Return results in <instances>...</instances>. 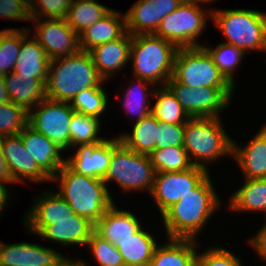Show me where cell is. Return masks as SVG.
Returning <instances> with one entry per match:
<instances>
[{"instance_id":"obj_36","label":"cell","mask_w":266,"mask_h":266,"mask_svg":"<svg viewBox=\"0 0 266 266\" xmlns=\"http://www.w3.org/2000/svg\"><path fill=\"white\" fill-rule=\"evenodd\" d=\"M203 47L213 57V60L220 72L225 78L235 86L234 84V71L235 67L239 65L244 56V52L232 45L220 43L214 49L204 46Z\"/></svg>"},{"instance_id":"obj_40","label":"cell","mask_w":266,"mask_h":266,"mask_svg":"<svg viewBox=\"0 0 266 266\" xmlns=\"http://www.w3.org/2000/svg\"><path fill=\"white\" fill-rule=\"evenodd\" d=\"M91 253L99 266H125L124 260L116 246L100 236L95 230L87 242Z\"/></svg>"},{"instance_id":"obj_25","label":"cell","mask_w":266,"mask_h":266,"mask_svg":"<svg viewBox=\"0 0 266 266\" xmlns=\"http://www.w3.org/2000/svg\"><path fill=\"white\" fill-rule=\"evenodd\" d=\"M126 32L125 14L112 9L79 35L80 50L89 52L96 46L121 38Z\"/></svg>"},{"instance_id":"obj_27","label":"cell","mask_w":266,"mask_h":266,"mask_svg":"<svg viewBox=\"0 0 266 266\" xmlns=\"http://www.w3.org/2000/svg\"><path fill=\"white\" fill-rule=\"evenodd\" d=\"M10 101L28 112L46 98L45 85L37 78L10 72L4 75Z\"/></svg>"},{"instance_id":"obj_13","label":"cell","mask_w":266,"mask_h":266,"mask_svg":"<svg viewBox=\"0 0 266 266\" xmlns=\"http://www.w3.org/2000/svg\"><path fill=\"white\" fill-rule=\"evenodd\" d=\"M36 23L34 38L52 60L73 55L80 50L79 35L68 25L66 19H31Z\"/></svg>"},{"instance_id":"obj_49","label":"cell","mask_w":266,"mask_h":266,"mask_svg":"<svg viewBox=\"0 0 266 266\" xmlns=\"http://www.w3.org/2000/svg\"><path fill=\"white\" fill-rule=\"evenodd\" d=\"M58 266H87L86 263H84L81 260H73V259H69L66 258L60 265Z\"/></svg>"},{"instance_id":"obj_20","label":"cell","mask_w":266,"mask_h":266,"mask_svg":"<svg viewBox=\"0 0 266 266\" xmlns=\"http://www.w3.org/2000/svg\"><path fill=\"white\" fill-rule=\"evenodd\" d=\"M95 225L87 218L75 214L69 219L51 220L36 235L63 245H87Z\"/></svg>"},{"instance_id":"obj_43","label":"cell","mask_w":266,"mask_h":266,"mask_svg":"<svg viewBox=\"0 0 266 266\" xmlns=\"http://www.w3.org/2000/svg\"><path fill=\"white\" fill-rule=\"evenodd\" d=\"M185 124L159 123L156 149H164L168 146H183Z\"/></svg>"},{"instance_id":"obj_24","label":"cell","mask_w":266,"mask_h":266,"mask_svg":"<svg viewBox=\"0 0 266 266\" xmlns=\"http://www.w3.org/2000/svg\"><path fill=\"white\" fill-rule=\"evenodd\" d=\"M142 228L139 219L128 210H118L113 203L95 224V231L117 246Z\"/></svg>"},{"instance_id":"obj_17","label":"cell","mask_w":266,"mask_h":266,"mask_svg":"<svg viewBox=\"0 0 266 266\" xmlns=\"http://www.w3.org/2000/svg\"><path fill=\"white\" fill-rule=\"evenodd\" d=\"M2 153L17 183L23 182L24 179L37 183L51 181L25 149L19 134L3 136Z\"/></svg>"},{"instance_id":"obj_51","label":"cell","mask_w":266,"mask_h":266,"mask_svg":"<svg viewBox=\"0 0 266 266\" xmlns=\"http://www.w3.org/2000/svg\"><path fill=\"white\" fill-rule=\"evenodd\" d=\"M28 5L29 7L35 2V0H24Z\"/></svg>"},{"instance_id":"obj_2","label":"cell","mask_w":266,"mask_h":266,"mask_svg":"<svg viewBox=\"0 0 266 266\" xmlns=\"http://www.w3.org/2000/svg\"><path fill=\"white\" fill-rule=\"evenodd\" d=\"M103 82L90 53L79 50L73 55L50 60L45 94L50 100L70 103L77 93L99 87Z\"/></svg>"},{"instance_id":"obj_44","label":"cell","mask_w":266,"mask_h":266,"mask_svg":"<svg viewBox=\"0 0 266 266\" xmlns=\"http://www.w3.org/2000/svg\"><path fill=\"white\" fill-rule=\"evenodd\" d=\"M0 17L29 21L30 7L24 0H0Z\"/></svg>"},{"instance_id":"obj_26","label":"cell","mask_w":266,"mask_h":266,"mask_svg":"<svg viewBox=\"0 0 266 266\" xmlns=\"http://www.w3.org/2000/svg\"><path fill=\"white\" fill-rule=\"evenodd\" d=\"M196 239L169 238L163 246H156L150 266H197Z\"/></svg>"},{"instance_id":"obj_16","label":"cell","mask_w":266,"mask_h":266,"mask_svg":"<svg viewBox=\"0 0 266 266\" xmlns=\"http://www.w3.org/2000/svg\"><path fill=\"white\" fill-rule=\"evenodd\" d=\"M66 257L35 243H0V266H58Z\"/></svg>"},{"instance_id":"obj_21","label":"cell","mask_w":266,"mask_h":266,"mask_svg":"<svg viewBox=\"0 0 266 266\" xmlns=\"http://www.w3.org/2000/svg\"><path fill=\"white\" fill-rule=\"evenodd\" d=\"M131 43L132 35L126 32L121 38L96 46L89 51L98 74L104 80L111 77L113 72L125 67L130 60Z\"/></svg>"},{"instance_id":"obj_34","label":"cell","mask_w":266,"mask_h":266,"mask_svg":"<svg viewBox=\"0 0 266 266\" xmlns=\"http://www.w3.org/2000/svg\"><path fill=\"white\" fill-rule=\"evenodd\" d=\"M100 118L74 112L70 122V146L100 143L106 138L98 136Z\"/></svg>"},{"instance_id":"obj_28","label":"cell","mask_w":266,"mask_h":266,"mask_svg":"<svg viewBox=\"0 0 266 266\" xmlns=\"http://www.w3.org/2000/svg\"><path fill=\"white\" fill-rule=\"evenodd\" d=\"M159 121L152 114H148L133 125L131 134L120 135V141L132 151L149 155L156 149Z\"/></svg>"},{"instance_id":"obj_29","label":"cell","mask_w":266,"mask_h":266,"mask_svg":"<svg viewBox=\"0 0 266 266\" xmlns=\"http://www.w3.org/2000/svg\"><path fill=\"white\" fill-rule=\"evenodd\" d=\"M144 230L141 228L133 237L121 241L116 246L123 257L125 266H146L150 264L157 243L153 236Z\"/></svg>"},{"instance_id":"obj_19","label":"cell","mask_w":266,"mask_h":266,"mask_svg":"<svg viewBox=\"0 0 266 266\" xmlns=\"http://www.w3.org/2000/svg\"><path fill=\"white\" fill-rule=\"evenodd\" d=\"M35 201L24 220L30 233L37 234L45 225H50L51 220L69 219L75 215L70 205L56 192L46 191Z\"/></svg>"},{"instance_id":"obj_11","label":"cell","mask_w":266,"mask_h":266,"mask_svg":"<svg viewBox=\"0 0 266 266\" xmlns=\"http://www.w3.org/2000/svg\"><path fill=\"white\" fill-rule=\"evenodd\" d=\"M29 111L28 124L53 141L63 152L70 149V122L75 112L69 103L45 98ZM37 108V109H36Z\"/></svg>"},{"instance_id":"obj_45","label":"cell","mask_w":266,"mask_h":266,"mask_svg":"<svg viewBox=\"0 0 266 266\" xmlns=\"http://www.w3.org/2000/svg\"><path fill=\"white\" fill-rule=\"evenodd\" d=\"M249 241L263 261H266V224Z\"/></svg>"},{"instance_id":"obj_42","label":"cell","mask_w":266,"mask_h":266,"mask_svg":"<svg viewBox=\"0 0 266 266\" xmlns=\"http://www.w3.org/2000/svg\"><path fill=\"white\" fill-rule=\"evenodd\" d=\"M240 258L229 250L212 247L197 255V266H242Z\"/></svg>"},{"instance_id":"obj_33","label":"cell","mask_w":266,"mask_h":266,"mask_svg":"<svg viewBox=\"0 0 266 266\" xmlns=\"http://www.w3.org/2000/svg\"><path fill=\"white\" fill-rule=\"evenodd\" d=\"M149 157L156 173L185 171L193 166L183 146L155 149L149 154Z\"/></svg>"},{"instance_id":"obj_22","label":"cell","mask_w":266,"mask_h":266,"mask_svg":"<svg viewBox=\"0 0 266 266\" xmlns=\"http://www.w3.org/2000/svg\"><path fill=\"white\" fill-rule=\"evenodd\" d=\"M28 33L29 29H21V49L13 73L37 78L45 85L50 59L34 37L29 39Z\"/></svg>"},{"instance_id":"obj_8","label":"cell","mask_w":266,"mask_h":266,"mask_svg":"<svg viewBox=\"0 0 266 266\" xmlns=\"http://www.w3.org/2000/svg\"><path fill=\"white\" fill-rule=\"evenodd\" d=\"M172 77L190 88L234 87L203 47L178 48Z\"/></svg>"},{"instance_id":"obj_37","label":"cell","mask_w":266,"mask_h":266,"mask_svg":"<svg viewBox=\"0 0 266 266\" xmlns=\"http://www.w3.org/2000/svg\"><path fill=\"white\" fill-rule=\"evenodd\" d=\"M21 29H5L0 34V74L13 72L21 49Z\"/></svg>"},{"instance_id":"obj_35","label":"cell","mask_w":266,"mask_h":266,"mask_svg":"<svg viewBox=\"0 0 266 266\" xmlns=\"http://www.w3.org/2000/svg\"><path fill=\"white\" fill-rule=\"evenodd\" d=\"M105 91L102 85L87 88L77 93L69 104L75 112L99 118L108 105Z\"/></svg>"},{"instance_id":"obj_32","label":"cell","mask_w":266,"mask_h":266,"mask_svg":"<svg viewBox=\"0 0 266 266\" xmlns=\"http://www.w3.org/2000/svg\"><path fill=\"white\" fill-rule=\"evenodd\" d=\"M154 95L157 99L152 106L151 113L159 122L185 124L190 118L166 85L157 89Z\"/></svg>"},{"instance_id":"obj_23","label":"cell","mask_w":266,"mask_h":266,"mask_svg":"<svg viewBox=\"0 0 266 266\" xmlns=\"http://www.w3.org/2000/svg\"><path fill=\"white\" fill-rule=\"evenodd\" d=\"M232 157L245 179L266 178V127L263 126L243 148L232 142Z\"/></svg>"},{"instance_id":"obj_52","label":"cell","mask_w":266,"mask_h":266,"mask_svg":"<svg viewBox=\"0 0 266 266\" xmlns=\"http://www.w3.org/2000/svg\"><path fill=\"white\" fill-rule=\"evenodd\" d=\"M215 0H199L200 3H211Z\"/></svg>"},{"instance_id":"obj_18","label":"cell","mask_w":266,"mask_h":266,"mask_svg":"<svg viewBox=\"0 0 266 266\" xmlns=\"http://www.w3.org/2000/svg\"><path fill=\"white\" fill-rule=\"evenodd\" d=\"M25 149L35 160L38 167L52 179L59 169L65 164V159L60 156L63 152L53 141L36 131L29 124L19 134Z\"/></svg>"},{"instance_id":"obj_10","label":"cell","mask_w":266,"mask_h":266,"mask_svg":"<svg viewBox=\"0 0 266 266\" xmlns=\"http://www.w3.org/2000/svg\"><path fill=\"white\" fill-rule=\"evenodd\" d=\"M166 86L190 118L219 117L233 95L234 87L190 88L171 77Z\"/></svg>"},{"instance_id":"obj_3","label":"cell","mask_w":266,"mask_h":266,"mask_svg":"<svg viewBox=\"0 0 266 266\" xmlns=\"http://www.w3.org/2000/svg\"><path fill=\"white\" fill-rule=\"evenodd\" d=\"M51 181H59L58 194L75 214L87 218L94 225L114 203L102 179L74 172L64 164Z\"/></svg>"},{"instance_id":"obj_41","label":"cell","mask_w":266,"mask_h":266,"mask_svg":"<svg viewBox=\"0 0 266 266\" xmlns=\"http://www.w3.org/2000/svg\"><path fill=\"white\" fill-rule=\"evenodd\" d=\"M38 5L33 3L30 6L31 19H66L69 8L71 6L70 0H35ZM41 16V18H40Z\"/></svg>"},{"instance_id":"obj_7","label":"cell","mask_w":266,"mask_h":266,"mask_svg":"<svg viewBox=\"0 0 266 266\" xmlns=\"http://www.w3.org/2000/svg\"><path fill=\"white\" fill-rule=\"evenodd\" d=\"M155 174L149 155L132 151L120 142L112 150L109 168L103 181L107 185L113 180L123 191L148 190L150 193Z\"/></svg>"},{"instance_id":"obj_1","label":"cell","mask_w":266,"mask_h":266,"mask_svg":"<svg viewBox=\"0 0 266 266\" xmlns=\"http://www.w3.org/2000/svg\"><path fill=\"white\" fill-rule=\"evenodd\" d=\"M208 174L191 192L163 214V222L169 238L195 239L199 230L221 205Z\"/></svg>"},{"instance_id":"obj_50","label":"cell","mask_w":266,"mask_h":266,"mask_svg":"<svg viewBox=\"0 0 266 266\" xmlns=\"http://www.w3.org/2000/svg\"><path fill=\"white\" fill-rule=\"evenodd\" d=\"M180 4H200L199 0H178Z\"/></svg>"},{"instance_id":"obj_47","label":"cell","mask_w":266,"mask_h":266,"mask_svg":"<svg viewBox=\"0 0 266 266\" xmlns=\"http://www.w3.org/2000/svg\"><path fill=\"white\" fill-rule=\"evenodd\" d=\"M10 102V97L7 92V88L4 82V75L0 74V104H6Z\"/></svg>"},{"instance_id":"obj_6","label":"cell","mask_w":266,"mask_h":266,"mask_svg":"<svg viewBox=\"0 0 266 266\" xmlns=\"http://www.w3.org/2000/svg\"><path fill=\"white\" fill-rule=\"evenodd\" d=\"M212 20L226 37L225 44L241 49L266 52V14L248 9L212 10Z\"/></svg>"},{"instance_id":"obj_30","label":"cell","mask_w":266,"mask_h":266,"mask_svg":"<svg viewBox=\"0 0 266 266\" xmlns=\"http://www.w3.org/2000/svg\"><path fill=\"white\" fill-rule=\"evenodd\" d=\"M229 205L238 212H266V178L245 179V184L232 194Z\"/></svg>"},{"instance_id":"obj_48","label":"cell","mask_w":266,"mask_h":266,"mask_svg":"<svg viewBox=\"0 0 266 266\" xmlns=\"http://www.w3.org/2000/svg\"><path fill=\"white\" fill-rule=\"evenodd\" d=\"M5 183L0 182V212H2V210H5L4 207L6 206V201H8L9 197V190L6 187Z\"/></svg>"},{"instance_id":"obj_9","label":"cell","mask_w":266,"mask_h":266,"mask_svg":"<svg viewBox=\"0 0 266 266\" xmlns=\"http://www.w3.org/2000/svg\"><path fill=\"white\" fill-rule=\"evenodd\" d=\"M211 14V10L206 12L199 4H180L161 20L154 35L168 40L177 48L201 47L203 45L196 39L200 37L206 27V18L211 17Z\"/></svg>"},{"instance_id":"obj_15","label":"cell","mask_w":266,"mask_h":266,"mask_svg":"<svg viewBox=\"0 0 266 266\" xmlns=\"http://www.w3.org/2000/svg\"><path fill=\"white\" fill-rule=\"evenodd\" d=\"M180 5L178 0H138L125 13L131 35L154 34L161 20Z\"/></svg>"},{"instance_id":"obj_12","label":"cell","mask_w":266,"mask_h":266,"mask_svg":"<svg viewBox=\"0 0 266 266\" xmlns=\"http://www.w3.org/2000/svg\"><path fill=\"white\" fill-rule=\"evenodd\" d=\"M207 175L208 170L194 165L185 171L157 172L150 193L161 215L182 196L191 192Z\"/></svg>"},{"instance_id":"obj_5","label":"cell","mask_w":266,"mask_h":266,"mask_svg":"<svg viewBox=\"0 0 266 266\" xmlns=\"http://www.w3.org/2000/svg\"><path fill=\"white\" fill-rule=\"evenodd\" d=\"M220 123L219 117L189 118L185 123L183 147L194 166L208 170V162L232 155L233 140Z\"/></svg>"},{"instance_id":"obj_4","label":"cell","mask_w":266,"mask_h":266,"mask_svg":"<svg viewBox=\"0 0 266 266\" xmlns=\"http://www.w3.org/2000/svg\"><path fill=\"white\" fill-rule=\"evenodd\" d=\"M177 50L173 43L154 34L132 35L130 60L133 63L134 77L153 85H166L173 74Z\"/></svg>"},{"instance_id":"obj_38","label":"cell","mask_w":266,"mask_h":266,"mask_svg":"<svg viewBox=\"0 0 266 266\" xmlns=\"http://www.w3.org/2000/svg\"><path fill=\"white\" fill-rule=\"evenodd\" d=\"M136 80L138 81L137 87L136 84L135 86L131 85L128 86V89L126 90L127 93L125 95L126 98H124V107L129 114H137V118H135V121L137 122L151 113L152 105L146 100L147 97L149 98L151 90L146 85L153 84L140 78H137Z\"/></svg>"},{"instance_id":"obj_39","label":"cell","mask_w":266,"mask_h":266,"mask_svg":"<svg viewBox=\"0 0 266 266\" xmlns=\"http://www.w3.org/2000/svg\"><path fill=\"white\" fill-rule=\"evenodd\" d=\"M29 112L13 102L0 104V135H18L28 125Z\"/></svg>"},{"instance_id":"obj_14","label":"cell","mask_w":266,"mask_h":266,"mask_svg":"<svg viewBox=\"0 0 266 266\" xmlns=\"http://www.w3.org/2000/svg\"><path fill=\"white\" fill-rule=\"evenodd\" d=\"M119 136L104 139L100 143L77 145V152L65 164L74 172L102 179L105 177L112 155V150L120 143Z\"/></svg>"},{"instance_id":"obj_31","label":"cell","mask_w":266,"mask_h":266,"mask_svg":"<svg viewBox=\"0 0 266 266\" xmlns=\"http://www.w3.org/2000/svg\"><path fill=\"white\" fill-rule=\"evenodd\" d=\"M112 8L106 7L95 0H83L71 3L66 21L80 35L93 23L102 19Z\"/></svg>"},{"instance_id":"obj_53","label":"cell","mask_w":266,"mask_h":266,"mask_svg":"<svg viewBox=\"0 0 266 266\" xmlns=\"http://www.w3.org/2000/svg\"><path fill=\"white\" fill-rule=\"evenodd\" d=\"M71 3H74V2H79V1H83V0H70Z\"/></svg>"},{"instance_id":"obj_46","label":"cell","mask_w":266,"mask_h":266,"mask_svg":"<svg viewBox=\"0 0 266 266\" xmlns=\"http://www.w3.org/2000/svg\"><path fill=\"white\" fill-rule=\"evenodd\" d=\"M2 142H3V136L0 135V182L3 183H17L8 167V164L6 160L4 159L3 153H2Z\"/></svg>"}]
</instances>
